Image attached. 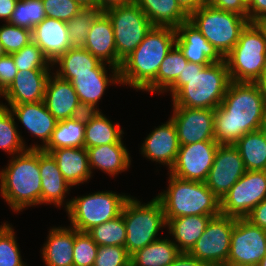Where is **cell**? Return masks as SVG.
Wrapping results in <instances>:
<instances>
[{
    "instance_id": "18",
    "label": "cell",
    "mask_w": 266,
    "mask_h": 266,
    "mask_svg": "<svg viewBox=\"0 0 266 266\" xmlns=\"http://www.w3.org/2000/svg\"><path fill=\"white\" fill-rule=\"evenodd\" d=\"M107 64L102 62L93 73L75 74L70 81L73 85L80 104L85 111H99L97 104L110 84H119L120 74L118 68H112L108 77Z\"/></svg>"
},
{
    "instance_id": "58",
    "label": "cell",
    "mask_w": 266,
    "mask_h": 266,
    "mask_svg": "<svg viewBox=\"0 0 266 266\" xmlns=\"http://www.w3.org/2000/svg\"><path fill=\"white\" fill-rule=\"evenodd\" d=\"M257 266H266V255L261 259Z\"/></svg>"
},
{
    "instance_id": "21",
    "label": "cell",
    "mask_w": 266,
    "mask_h": 266,
    "mask_svg": "<svg viewBox=\"0 0 266 266\" xmlns=\"http://www.w3.org/2000/svg\"><path fill=\"white\" fill-rule=\"evenodd\" d=\"M50 73V70L17 71L14 81L0 97L5 98L8 105L41 102Z\"/></svg>"
},
{
    "instance_id": "8",
    "label": "cell",
    "mask_w": 266,
    "mask_h": 266,
    "mask_svg": "<svg viewBox=\"0 0 266 266\" xmlns=\"http://www.w3.org/2000/svg\"><path fill=\"white\" fill-rule=\"evenodd\" d=\"M189 21L224 58L239 40L241 31L249 23L238 13L203 5L189 15Z\"/></svg>"
},
{
    "instance_id": "35",
    "label": "cell",
    "mask_w": 266,
    "mask_h": 266,
    "mask_svg": "<svg viewBox=\"0 0 266 266\" xmlns=\"http://www.w3.org/2000/svg\"><path fill=\"white\" fill-rule=\"evenodd\" d=\"M181 253L173 241L159 239L130 255V266H169Z\"/></svg>"
},
{
    "instance_id": "57",
    "label": "cell",
    "mask_w": 266,
    "mask_h": 266,
    "mask_svg": "<svg viewBox=\"0 0 266 266\" xmlns=\"http://www.w3.org/2000/svg\"><path fill=\"white\" fill-rule=\"evenodd\" d=\"M254 24L260 29L262 32L265 42H266V18H263L261 20H258L254 22Z\"/></svg>"
},
{
    "instance_id": "49",
    "label": "cell",
    "mask_w": 266,
    "mask_h": 266,
    "mask_svg": "<svg viewBox=\"0 0 266 266\" xmlns=\"http://www.w3.org/2000/svg\"><path fill=\"white\" fill-rule=\"evenodd\" d=\"M247 9L249 23L266 18V0H247Z\"/></svg>"
},
{
    "instance_id": "9",
    "label": "cell",
    "mask_w": 266,
    "mask_h": 266,
    "mask_svg": "<svg viewBox=\"0 0 266 266\" xmlns=\"http://www.w3.org/2000/svg\"><path fill=\"white\" fill-rule=\"evenodd\" d=\"M129 198V195L112 191H98L86 196H77L71 199L70 206L66 210L70 225L79 232H87L94 226L120 216Z\"/></svg>"
},
{
    "instance_id": "24",
    "label": "cell",
    "mask_w": 266,
    "mask_h": 266,
    "mask_svg": "<svg viewBox=\"0 0 266 266\" xmlns=\"http://www.w3.org/2000/svg\"><path fill=\"white\" fill-rule=\"evenodd\" d=\"M39 169L41 173V204H54L56 207L65 205V210L70 206L69 201L64 200L69 194L70 185L64 179L58 168L56 160L50 153L39 149ZM67 201L65 204L63 202Z\"/></svg>"
},
{
    "instance_id": "26",
    "label": "cell",
    "mask_w": 266,
    "mask_h": 266,
    "mask_svg": "<svg viewBox=\"0 0 266 266\" xmlns=\"http://www.w3.org/2000/svg\"><path fill=\"white\" fill-rule=\"evenodd\" d=\"M49 153L56 160L59 170L71 187L83 184L91 178L93 172L90 170L85 147L59 148Z\"/></svg>"
},
{
    "instance_id": "15",
    "label": "cell",
    "mask_w": 266,
    "mask_h": 266,
    "mask_svg": "<svg viewBox=\"0 0 266 266\" xmlns=\"http://www.w3.org/2000/svg\"><path fill=\"white\" fill-rule=\"evenodd\" d=\"M245 172L243 160L234 144H219L205 184L221 200Z\"/></svg>"
},
{
    "instance_id": "20",
    "label": "cell",
    "mask_w": 266,
    "mask_h": 266,
    "mask_svg": "<svg viewBox=\"0 0 266 266\" xmlns=\"http://www.w3.org/2000/svg\"><path fill=\"white\" fill-rule=\"evenodd\" d=\"M141 146V154L151 161L168 166L174 165L179 151V141L175 125L171 119L149 133Z\"/></svg>"
},
{
    "instance_id": "17",
    "label": "cell",
    "mask_w": 266,
    "mask_h": 266,
    "mask_svg": "<svg viewBox=\"0 0 266 266\" xmlns=\"http://www.w3.org/2000/svg\"><path fill=\"white\" fill-rule=\"evenodd\" d=\"M52 75L48 77L43 100L47 110L57 121L85 114L86 111L70 81L58 77L55 73Z\"/></svg>"
},
{
    "instance_id": "13",
    "label": "cell",
    "mask_w": 266,
    "mask_h": 266,
    "mask_svg": "<svg viewBox=\"0 0 266 266\" xmlns=\"http://www.w3.org/2000/svg\"><path fill=\"white\" fill-rule=\"evenodd\" d=\"M266 255V230L246 218H236L227 266H257Z\"/></svg>"
},
{
    "instance_id": "23",
    "label": "cell",
    "mask_w": 266,
    "mask_h": 266,
    "mask_svg": "<svg viewBox=\"0 0 266 266\" xmlns=\"http://www.w3.org/2000/svg\"><path fill=\"white\" fill-rule=\"evenodd\" d=\"M32 41L52 64L71 48L67 22L46 17L33 28Z\"/></svg>"
},
{
    "instance_id": "11",
    "label": "cell",
    "mask_w": 266,
    "mask_h": 266,
    "mask_svg": "<svg viewBox=\"0 0 266 266\" xmlns=\"http://www.w3.org/2000/svg\"><path fill=\"white\" fill-rule=\"evenodd\" d=\"M235 221V217L222 214L212 217L188 253L209 266H227Z\"/></svg>"
},
{
    "instance_id": "25",
    "label": "cell",
    "mask_w": 266,
    "mask_h": 266,
    "mask_svg": "<svg viewBox=\"0 0 266 266\" xmlns=\"http://www.w3.org/2000/svg\"><path fill=\"white\" fill-rule=\"evenodd\" d=\"M108 69L117 68V50L113 26L109 17L101 11L92 21L84 47Z\"/></svg>"
},
{
    "instance_id": "2",
    "label": "cell",
    "mask_w": 266,
    "mask_h": 266,
    "mask_svg": "<svg viewBox=\"0 0 266 266\" xmlns=\"http://www.w3.org/2000/svg\"><path fill=\"white\" fill-rule=\"evenodd\" d=\"M231 82L225 60L209 65L188 62L170 91L173 107L216 109Z\"/></svg>"
},
{
    "instance_id": "54",
    "label": "cell",
    "mask_w": 266,
    "mask_h": 266,
    "mask_svg": "<svg viewBox=\"0 0 266 266\" xmlns=\"http://www.w3.org/2000/svg\"><path fill=\"white\" fill-rule=\"evenodd\" d=\"M133 0H96L97 8L104 11L110 7L119 6L130 3Z\"/></svg>"
},
{
    "instance_id": "44",
    "label": "cell",
    "mask_w": 266,
    "mask_h": 266,
    "mask_svg": "<svg viewBox=\"0 0 266 266\" xmlns=\"http://www.w3.org/2000/svg\"><path fill=\"white\" fill-rule=\"evenodd\" d=\"M97 243L87 234L74 228L73 266H93Z\"/></svg>"
},
{
    "instance_id": "28",
    "label": "cell",
    "mask_w": 266,
    "mask_h": 266,
    "mask_svg": "<svg viewBox=\"0 0 266 266\" xmlns=\"http://www.w3.org/2000/svg\"><path fill=\"white\" fill-rule=\"evenodd\" d=\"M42 248L46 266H73L74 228L53 227Z\"/></svg>"
},
{
    "instance_id": "22",
    "label": "cell",
    "mask_w": 266,
    "mask_h": 266,
    "mask_svg": "<svg viewBox=\"0 0 266 266\" xmlns=\"http://www.w3.org/2000/svg\"><path fill=\"white\" fill-rule=\"evenodd\" d=\"M176 45L188 62L209 65L224 60L189 20L176 28Z\"/></svg>"
},
{
    "instance_id": "37",
    "label": "cell",
    "mask_w": 266,
    "mask_h": 266,
    "mask_svg": "<svg viewBox=\"0 0 266 266\" xmlns=\"http://www.w3.org/2000/svg\"><path fill=\"white\" fill-rule=\"evenodd\" d=\"M15 118L7 105L0 103V148L13 156L29 149L17 131Z\"/></svg>"
},
{
    "instance_id": "40",
    "label": "cell",
    "mask_w": 266,
    "mask_h": 266,
    "mask_svg": "<svg viewBox=\"0 0 266 266\" xmlns=\"http://www.w3.org/2000/svg\"><path fill=\"white\" fill-rule=\"evenodd\" d=\"M100 12L99 8H83L67 22L71 47H84L91 23Z\"/></svg>"
},
{
    "instance_id": "12",
    "label": "cell",
    "mask_w": 266,
    "mask_h": 266,
    "mask_svg": "<svg viewBox=\"0 0 266 266\" xmlns=\"http://www.w3.org/2000/svg\"><path fill=\"white\" fill-rule=\"evenodd\" d=\"M266 199V171H246L220 200L222 215L245 218Z\"/></svg>"
},
{
    "instance_id": "36",
    "label": "cell",
    "mask_w": 266,
    "mask_h": 266,
    "mask_svg": "<svg viewBox=\"0 0 266 266\" xmlns=\"http://www.w3.org/2000/svg\"><path fill=\"white\" fill-rule=\"evenodd\" d=\"M188 60L175 44L162 61L156 78L143 90L150 93H164L177 80Z\"/></svg>"
},
{
    "instance_id": "48",
    "label": "cell",
    "mask_w": 266,
    "mask_h": 266,
    "mask_svg": "<svg viewBox=\"0 0 266 266\" xmlns=\"http://www.w3.org/2000/svg\"><path fill=\"white\" fill-rule=\"evenodd\" d=\"M206 5L238 13L248 19L247 0H206Z\"/></svg>"
},
{
    "instance_id": "32",
    "label": "cell",
    "mask_w": 266,
    "mask_h": 266,
    "mask_svg": "<svg viewBox=\"0 0 266 266\" xmlns=\"http://www.w3.org/2000/svg\"><path fill=\"white\" fill-rule=\"evenodd\" d=\"M246 171H266V132L264 128L248 132L234 143Z\"/></svg>"
},
{
    "instance_id": "43",
    "label": "cell",
    "mask_w": 266,
    "mask_h": 266,
    "mask_svg": "<svg viewBox=\"0 0 266 266\" xmlns=\"http://www.w3.org/2000/svg\"><path fill=\"white\" fill-rule=\"evenodd\" d=\"M5 23L0 27V43L6 54L19 51L32 41V31Z\"/></svg>"
},
{
    "instance_id": "6",
    "label": "cell",
    "mask_w": 266,
    "mask_h": 266,
    "mask_svg": "<svg viewBox=\"0 0 266 266\" xmlns=\"http://www.w3.org/2000/svg\"><path fill=\"white\" fill-rule=\"evenodd\" d=\"M126 227L125 248L129 255L159 240L158 232L167 226L162 203L155 197L150 202L131 197L125 202L122 212Z\"/></svg>"
},
{
    "instance_id": "52",
    "label": "cell",
    "mask_w": 266,
    "mask_h": 266,
    "mask_svg": "<svg viewBox=\"0 0 266 266\" xmlns=\"http://www.w3.org/2000/svg\"><path fill=\"white\" fill-rule=\"evenodd\" d=\"M18 0H0V19L9 22Z\"/></svg>"
},
{
    "instance_id": "47",
    "label": "cell",
    "mask_w": 266,
    "mask_h": 266,
    "mask_svg": "<svg viewBox=\"0 0 266 266\" xmlns=\"http://www.w3.org/2000/svg\"><path fill=\"white\" fill-rule=\"evenodd\" d=\"M17 71L11 54H5L0 57V95L14 81Z\"/></svg>"
},
{
    "instance_id": "19",
    "label": "cell",
    "mask_w": 266,
    "mask_h": 266,
    "mask_svg": "<svg viewBox=\"0 0 266 266\" xmlns=\"http://www.w3.org/2000/svg\"><path fill=\"white\" fill-rule=\"evenodd\" d=\"M7 108L24 125L25 129L43 141V145H30L29 149H42L48 144L58 121L47 110L44 101L9 105Z\"/></svg>"
},
{
    "instance_id": "55",
    "label": "cell",
    "mask_w": 266,
    "mask_h": 266,
    "mask_svg": "<svg viewBox=\"0 0 266 266\" xmlns=\"http://www.w3.org/2000/svg\"><path fill=\"white\" fill-rule=\"evenodd\" d=\"M255 83L258 85L260 91L266 97V67L264 68L260 78Z\"/></svg>"
},
{
    "instance_id": "50",
    "label": "cell",
    "mask_w": 266,
    "mask_h": 266,
    "mask_svg": "<svg viewBox=\"0 0 266 266\" xmlns=\"http://www.w3.org/2000/svg\"><path fill=\"white\" fill-rule=\"evenodd\" d=\"M245 218L252 224L266 230V199L260 202Z\"/></svg>"
},
{
    "instance_id": "39",
    "label": "cell",
    "mask_w": 266,
    "mask_h": 266,
    "mask_svg": "<svg viewBox=\"0 0 266 266\" xmlns=\"http://www.w3.org/2000/svg\"><path fill=\"white\" fill-rule=\"evenodd\" d=\"M46 18L42 0H18L9 23L30 31Z\"/></svg>"
},
{
    "instance_id": "51",
    "label": "cell",
    "mask_w": 266,
    "mask_h": 266,
    "mask_svg": "<svg viewBox=\"0 0 266 266\" xmlns=\"http://www.w3.org/2000/svg\"><path fill=\"white\" fill-rule=\"evenodd\" d=\"M169 266H209L203 261L191 256L188 252H181Z\"/></svg>"
},
{
    "instance_id": "16",
    "label": "cell",
    "mask_w": 266,
    "mask_h": 266,
    "mask_svg": "<svg viewBox=\"0 0 266 266\" xmlns=\"http://www.w3.org/2000/svg\"><path fill=\"white\" fill-rule=\"evenodd\" d=\"M170 119L173 121L180 145L200 141H215V109L173 107Z\"/></svg>"
},
{
    "instance_id": "53",
    "label": "cell",
    "mask_w": 266,
    "mask_h": 266,
    "mask_svg": "<svg viewBox=\"0 0 266 266\" xmlns=\"http://www.w3.org/2000/svg\"><path fill=\"white\" fill-rule=\"evenodd\" d=\"M177 2L188 15L206 5V0H177Z\"/></svg>"
},
{
    "instance_id": "42",
    "label": "cell",
    "mask_w": 266,
    "mask_h": 266,
    "mask_svg": "<svg viewBox=\"0 0 266 266\" xmlns=\"http://www.w3.org/2000/svg\"><path fill=\"white\" fill-rule=\"evenodd\" d=\"M14 229L4 223L0 227V266H27L22 261Z\"/></svg>"
},
{
    "instance_id": "29",
    "label": "cell",
    "mask_w": 266,
    "mask_h": 266,
    "mask_svg": "<svg viewBox=\"0 0 266 266\" xmlns=\"http://www.w3.org/2000/svg\"><path fill=\"white\" fill-rule=\"evenodd\" d=\"M212 217L215 216L190 215L168 219V233L173 235V242L181 252H189Z\"/></svg>"
},
{
    "instance_id": "41",
    "label": "cell",
    "mask_w": 266,
    "mask_h": 266,
    "mask_svg": "<svg viewBox=\"0 0 266 266\" xmlns=\"http://www.w3.org/2000/svg\"><path fill=\"white\" fill-rule=\"evenodd\" d=\"M11 55L18 71L51 70V68L54 67L38 45L33 41L21 50L11 53Z\"/></svg>"
},
{
    "instance_id": "56",
    "label": "cell",
    "mask_w": 266,
    "mask_h": 266,
    "mask_svg": "<svg viewBox=\"0 0 266 266\" xmlns=\"http://www.w3.org/2000/svg\"><path fill=\"white\" fill-rule=\"evenodd\" d=\"M82 8H97L96 0H75Z\"/></svg>"
},
{
    "instance_id": "7",
    "label": "cell",
    "mask_w": 266,
    "mask_h": 266,
    "mask_svg": "<svg viewBox=\"0 0 266 266\" xmlns=\"http://www.w3.org/2000/svg\"><path fill=\"white\" fill-rule=\"evenodd\" d=\"M233 82L255 83L266 67V42L260 29L248 23L239 40L224 57Z\"/></svg>"
},
{
    "instance_id": "38",
    "label": "cell",
    "mask_w": 266,
    "mask_h": 266,
    "mask_svg": "<svg viewBox=\"0 0 266 266\" xmlns=\"http://www.w3.org/2000/svg\"><path fill=\"white\" fill-rule=\"evenodd\" d=\"M87 234L98 246H125L126 227L122 214L115 219L92 227Z\"/></svg>"
},
{
    "instance_id": "34",
    "label": "cell",
    "mask_w": 266,
    "mask_h": 266,
    "mask_svg": "<svg viewBox=\"0 0 266 266\" xmlns=\"http://www.w3.org/2000/svg\"><path fill=\"white\" fill-rule=\"evenodd\" d=\"M102 62L89 51L81 47H71L60 56L52 65H59L55 74L67 81H71L75 74L93 73Z\"/></svg>"
},
{
    "instance_id": "30",
    "label": "cell",
    "mask_w": 266,
    "mask_h": 266,
    "mask_svg": "<svg viewBox=\"0 0 266 266\" xmlns=\"http://www.w3.org/2000/svg\"><path fill=\"white\" fill-rule=\"evenodd\" d=\"M124 131L119 123L115 125L99 111H86L84 147L118 143L123 138Z\"/></svg>"
},
{
    "instance_id": "14",
    "label": "cell",
    "mask_w": 266,
    "mask_h": 266,
    "mask_svg": "<svg viewBox=\"0 0 266 266\" xmlns=\"http://www.w3.org/2000/svg\"><path fill=\"white\" fill-rule=\"evenodd\" d=\"M218 145L216 141L180 145L176 161L168 174L184 180L205 182Z\"/></svg>"
},
{
    "instance_id": "59",
    "label": "cell",
    "mask_w": 266,
    "mask_h": 266,
    "mask_svg": "<svg viewBox=\"0 0 266 266\" xmlns=\"http://www.w3.org/2000/svg\"><path fill=\"white\" fill-rule=\"evenodd\" d=\"M5 51L3 50L2 44L0 43V57L5 55Z\"/></svg>"
},
{
    "instance_id": "1",
    "label": "cell",
    "mask_w": 266,
    "mask_h": 266,
    "mask_svg": "<svg viewBox=\"0 0 266 266\" xmlns=\"http://www.w3.org/2000/svg\"><path fill=\"white\" fill-rule=\"evenodd\" d=\"M266 125V97L256 83L231 81L215 109L214 138L218 144H234L248 132Z\"/></svg>"
},
{
    "instance_id": "46",
    "label": "cell",
    "mask_w": 266,
    "mask_h": 266,
    "mask_svg": "<svg viewBox=\"0 0 266 266\" xmlns=\"http://www.w3.org/2000/svg\"><path fill=\"white\" fill-rule=\"evenodd\" d=\"M93 266H130V255L122 246H98Z\"/></svg>"
},
{
    "instance_id": "10",
    "label": "cell",
    "mask_w": 266,
    "mask_h": 266,
    "mask_svg": "<svg viewBox=\"0 0 266 266\" xmlns=\"http://www.w3.org/2000/svg\"><path fill=\"white\" fill-rule=\"evenodd\" d=\"M110 19L117 50V68L143 41L153 24L134 2L110 7L103 11Z\"/></svg>"
},
{
    "instance_id": "45",
    "label": "cell",
    "mask_w": 266,
    "mask_h": 266,
    "mask_svg": "<svg viewBox=\"0 0 266 266\" xmlns=\"http://www.w3.org/2000/svg\"><path fill=\"white\" fill-rule=\"evenodd\" d=\"M46 17L68 22L83 8L75 0H42Z\"/></svg>"
},
{
    "instance_id": "5",
    "label": "cell",
    "mask_w": 266,
    "mask_h": 266,
    "mask_svg": "<svg viewBox=\"0 0 266 266\" xmlns=\"http://www.w3.org/2000/svg\"><path fill=\"white\" fill-rule=\"evenodd\" d=\"M167 190L156 198L162 203L165 219L190 215L218 216L220 200L205 182L190 181L169 175Z\"/></svg>"
},
{
    "instance_id": "4",
    "label": "cell",
    "mask_w": 266,
    "mask_h": 266,
    "mask_svg": "<svg viewBox=\"0 0 266 266\" xmlns=\"http://www.w3.org/2000/svg\"><path fill=\"white\" fill-rule=\"evenodd\" d=\"M14 156L0 171V193L14 212H20L41 205L39 149H27Z\"/></svg>"
},
{
    "instance_id": "31",
    "label": "cell",
    "mask_w": 266,
    "mask_h": 266,
    "mask_svg": "<svg viewBox=\"0 0 266 266\" xmlns=\"http://www.w3.org/2000/svg\"><path fill=\"white\" fill-rule=\"evenodd\" d=\"M146 14L153 26L177 28L189 20V15L177 0H133Z\"/></svg>"
},
{
    "instance_id": "27",
    "label": "cell",
    "mask_w": 266,
    "mask_h": 266,
    "mask_svg": "<svg viewBox=\"0 0 266 266\" xmlns=\"http://www.w3.org/2000/svg\"><path fill=\"white\" fill-rule=\"evenodd\" d=\"M90 170L101 169L109 176L126 171L130 165V153L122 139L118 143L87 148Z\"/></svg>"
},
{
    "instance_id": "33",
    "label": "cell",
    "mask_w": 266,
    "mask_h": 266,
    "mask_svg": "<svg viewBox=\"0 0 266 266\" xmlns=\"http://www.w3.org/2000/svg\"><path fill=\"white\" fill-rule=\"evenodd\" d=\"M86 113L58 121L48 144L42 148L49 153L53 149L84 147Z\"/></svg>"
},
{
    "instance_id": "3",
    "label": "cell",
    "mask_w": 266,
    "mask_h": 266,
    "mask_svg": "<svg viewBox=\"0 0 266 266\" xmlns=\"http://www.w3.org/2000/svg\"><path fill=\"white\" fill-rule=\"evenodd\" d=\"M176 44V29L153 26L138 47L122 61L120 84L144 90L157 76L165 56Z\"/></svg>"
}]
</instances>
